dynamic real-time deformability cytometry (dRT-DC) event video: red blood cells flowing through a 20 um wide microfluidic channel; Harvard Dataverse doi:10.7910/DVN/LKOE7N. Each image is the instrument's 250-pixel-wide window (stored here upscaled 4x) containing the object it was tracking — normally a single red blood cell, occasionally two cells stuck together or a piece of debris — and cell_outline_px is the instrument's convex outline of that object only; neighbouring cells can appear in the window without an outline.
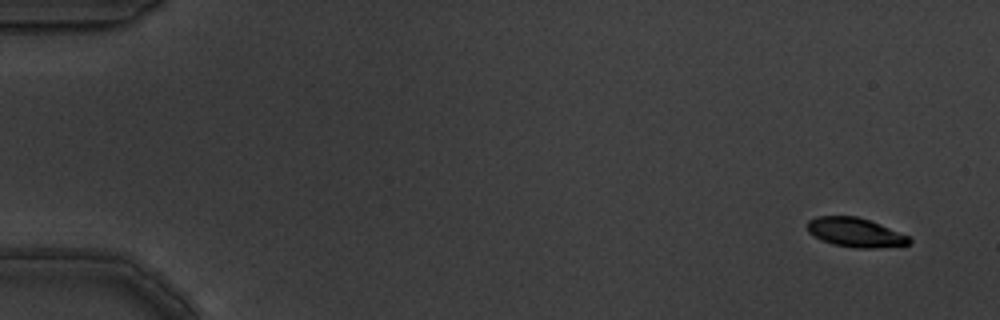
{"species": "common noctule bat (a hibernating species)", "species_latin": "Nyctalus noctula", "temperature_condition": "warm", "stored_images_in_passage": 5, "camera_frame_rate_fps": 3000, "um_per_image_px": 0.085, "animal": {"sex": "male", "body_mass_g": 19.5, "forearm_length_mm": 54.6}, "frame": {"image": 1, "passage_image": 1, "time_ms": 0.0, "image_size_px": [1000, 320], "cell_outline_px": [[912, 240], [908, 244], [872, 248], [856, 248], [832, 244], [820, 240], [808, 232], [808, 220], [816, 216], [856, 216], [880, 224], [908, 236]], "centroid_in_image_um": [72.65, 19.75], "position_along_channel_um": 12.3, "area_um2": 17.17}}
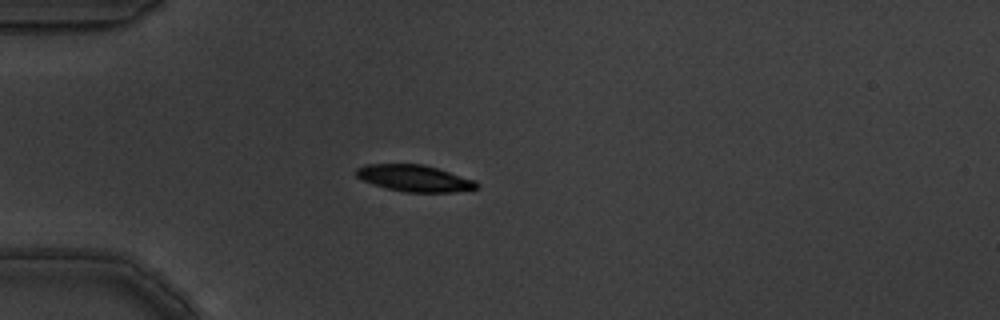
{"frame": {"image": 2, "passage_image": 5, "time_ms": 1.333, "image_size_px": [1000, 320], "cell_outline_px": [[480, 188], [452, 192], [404, 192], [372, 184], [356, 176], [356, 168], [364, 164], [424, 164], [476, 180], [480, 184]], "centroid_in_image_um": [35.26, 15.15], "position_along_channel_um": 49.7, "area_um2": 18.73}}